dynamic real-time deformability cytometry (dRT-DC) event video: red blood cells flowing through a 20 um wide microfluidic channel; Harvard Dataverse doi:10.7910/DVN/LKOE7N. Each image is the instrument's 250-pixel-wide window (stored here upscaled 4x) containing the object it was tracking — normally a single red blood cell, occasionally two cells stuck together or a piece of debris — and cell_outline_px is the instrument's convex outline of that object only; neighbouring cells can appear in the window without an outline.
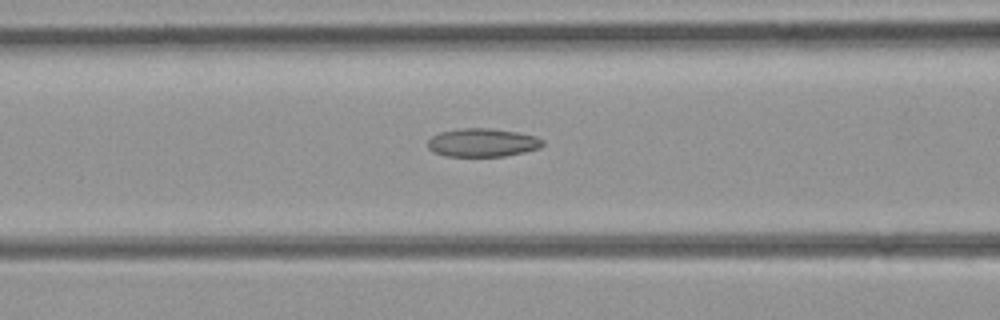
{"species": "common noctule bat (a hibernating species)", "species_latin": "Nyctalus noctula", "temperature_condition": "room temperature", "stored_images_in_passage": 29, "camera_frame_rate_fps": 3000, "um_per_image_px": 0.085, "animal": {"sex": "female", "body_mass_g": 21.9}, "frame": {"image": 1, "passage_image": 9, "time_ms": 2.667, "image_size_px": [1000, 320], "cell_outline_px": [[544, 144], [540, 148], [524, 152], [504, 156], [444, 156], [432, 152], [428, 148], [428, 140], [432, 136], [440, 132], [460, 128], [492, 128], [516, 132], [536, 136], [544, 140]], "centroid_in_image_um": [41.0, 12.12], "position_along_channel_um": 125.6, "area_um2": 19.13}}
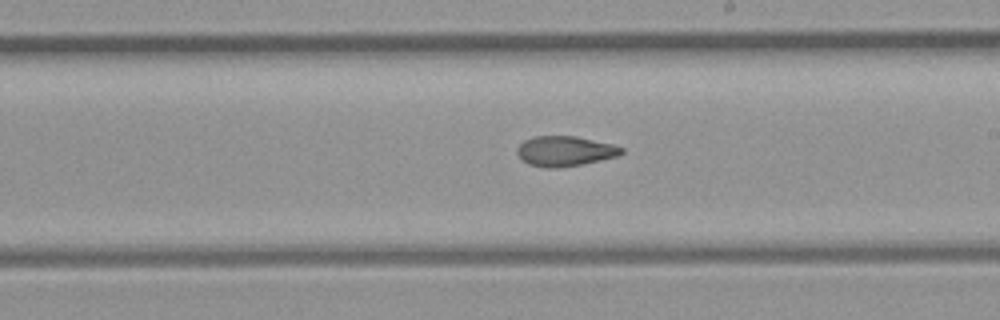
{"frame": {"image": 2, "passage_image": 17, "time_ms": 5.333, "image_size_px": [1000, 320], "cell_outline_px": [[624, 152], [616, 156], [600, 160], [580, 164], [556, 168], [548, 168], [528, 164], [516, 152], [516, 148], [524, 140], [532, 136], [576, 136], [612, 144], [624, 148]], "centroid_in_image_um": [48.0, 12.83], "position_along_channel_um": 241.0, "area_um2": 18.15}}
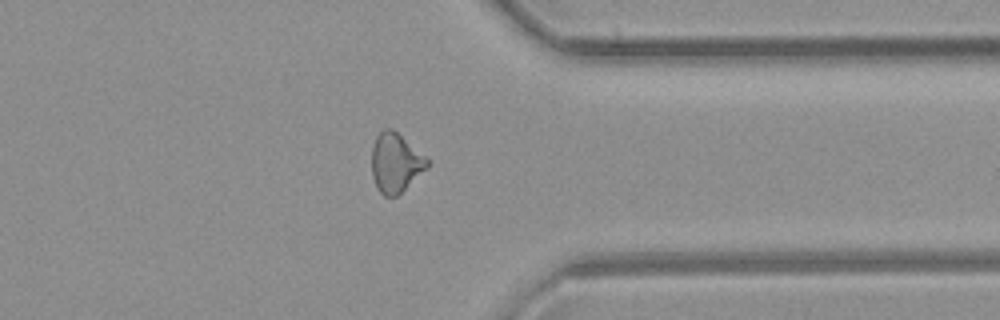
{"frame": {"image": 3, "passage_image": 27, "time_ms": 8.667, "image_size_px": [1000, 320], "cell_outline_px": [[428, 168], [396, 196], [384, 196], [380, 192], [372, 176], [372, 148], [376, 136], [384, 128], [392, 128], [424, 156], [428, 160]], "centroid_in_image_um": [33.6, 13.83], "position_along_channel_um": 377.8, "area_um2": 18.79}}